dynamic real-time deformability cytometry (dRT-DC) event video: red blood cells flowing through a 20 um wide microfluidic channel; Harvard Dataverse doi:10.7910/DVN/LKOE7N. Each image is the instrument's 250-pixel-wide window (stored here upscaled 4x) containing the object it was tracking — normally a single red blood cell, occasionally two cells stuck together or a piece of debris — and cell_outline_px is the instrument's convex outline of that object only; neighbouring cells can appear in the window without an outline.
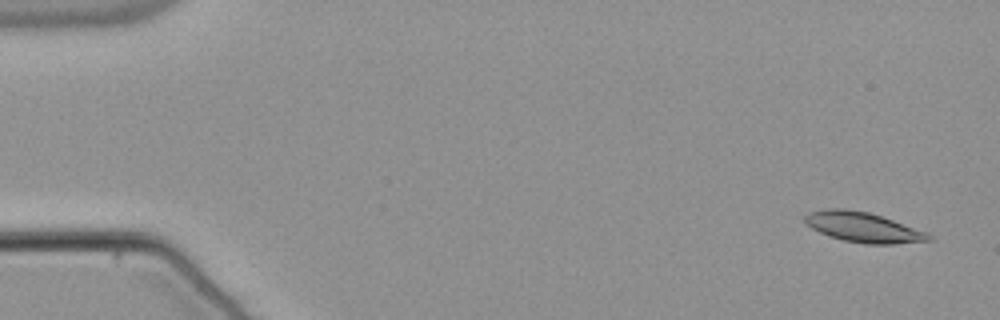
{"species": "common noctule bat (a hibernating species)", "species_latin": "Nyctalus noctula", "temperature_condition": "warm", "stored_images_in_passage": 34, "camera_frame_rate_fps": 3000, "um_per_image_px": 0.085, "animal": {"sex": "male", "body_mass_g": 21.5, "forearm_length_mm": 52.0}, "frame": {"image": 1, "passage_image": 1, "time_ms": 0.0, "image_size_px": [1000, 320], "cell_outline_px": [[932, 240], [892, 244], [864, 244], [844, 240], [828, 236], [812, 228], [804, 220], [804, 216], [808, 212], [828, 208], [844, 208], [868, 212], [928, 232], [932, 236]], "centroid_in_image_um": [73.36, 19.31], "position_along_channel_um": 11.6, "area_um2": 21.56}}